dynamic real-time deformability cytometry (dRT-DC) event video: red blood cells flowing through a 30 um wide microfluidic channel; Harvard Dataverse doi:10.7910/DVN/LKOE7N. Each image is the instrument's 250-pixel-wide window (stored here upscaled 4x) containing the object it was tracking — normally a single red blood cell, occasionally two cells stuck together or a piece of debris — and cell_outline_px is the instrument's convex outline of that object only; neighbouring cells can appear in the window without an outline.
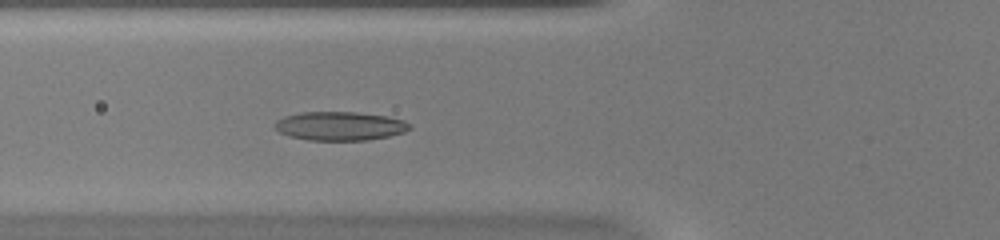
{"species": "common noctule bat (a hibernating species)", "species_latin": "Nyctalus noctula", "temperature_condition": "warm", "stored_images_in_passage": 53, "camera_frame_rate_fps": 3000, "um_per_image_px": 0.085, "animal": {"sex": "female", "body_mass_g": 20.0, "forearm_length_mm": 54.0}, "frame": {"image": 1, "passage_image": 21, "time_ms": 6.667, "image_size_px": [1000, 240], "cell_outline_px": [[412, 128], [404, 132], [388, 136], [368, 140], [308, 140], [288, 136], [280, 132], [272, 124], [276, 120], [284, 116], [300, 112], [356, 112], [388, 116], [404, 120], [412, 124]], "centroid_in_image_um": [28.9, 10.7], "position_along_channel_um": 96.9, "area_um2": 22.83}}
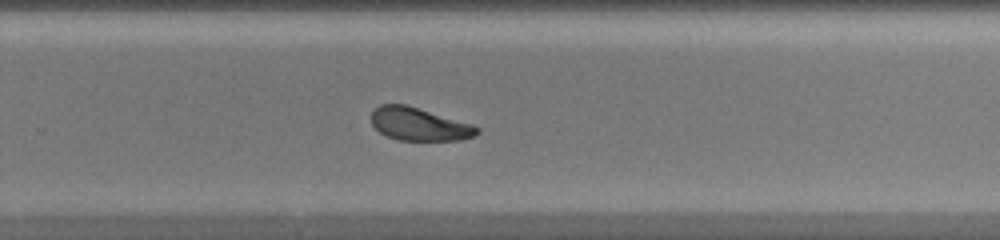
{"frame": {"image": 2, "passage_image": 36, "time_ms": 11.667, "image_size_px": [1000, 240], "cell_outline_px": [[480, 132], [472, 136], [460, 140], [396, 140], [380, 132], [372, 124], [372, 112], [380, 104], [404, 104], [472, 124], [480, 128]], "centroid_in_image_um": [35.63, 10.56], "position_along_channel_um": 294.2, "area_um2": 20.0}}
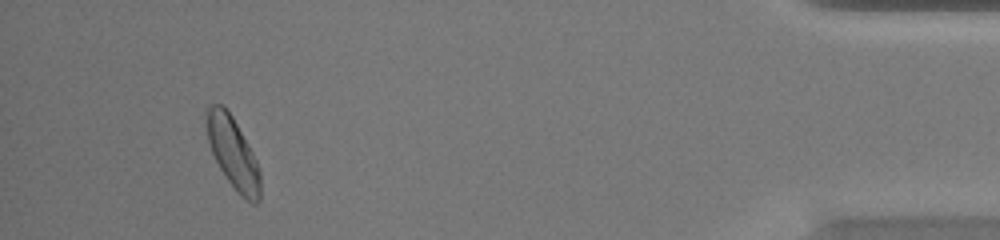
{"frame": {"image": 3, "passage_image": 50, "time_ms": 16.333, "image_size_px": [1000, 240], "cell_outline_px": [[260, 200], [256, 204], [252, 204], [228, 180], [220, 168], [212, 152], [208, 140], [204, 112], [204, 108], [212, 104], [224, 104], [232, 116], [248, 144], [256, 160], [260, 172]], "centroid_in_image_um": [19.78, 12.91], "position_along_channel_um": 415.4, "area_um2": 22.08}, "authors_computed_cell_mechanics": {"area_um2": 21.6172, "velocity_mm_per_s": 3.9473, "shape_relaxation_time_tau1_ms": 4.1663, "shape_relaxation_time_tau2_ms": 4.151, "deformation_change_tau1": 0.1337, "deformation_change_tau2": 0.1058}}